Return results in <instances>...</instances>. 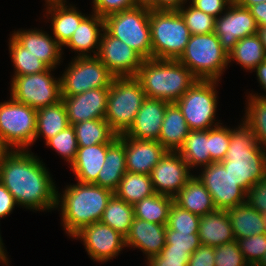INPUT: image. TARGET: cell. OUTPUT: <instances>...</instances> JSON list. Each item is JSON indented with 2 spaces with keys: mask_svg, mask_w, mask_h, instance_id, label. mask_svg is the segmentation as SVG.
Listing matches in <instances>:
<instances>
[{
  "mask_svg": "<svg viewBox=\"0 0 266 266\" xmlns=\"http://www.w3.org/2000/svg\"><path fill=\"white\" fill-rule=\"evenodd\" d=\"M38 156L30 150H11L0 166V182L14 196L18 207L30 211L56 209L55 182Z\"/></svg>",
  "mask_w": 266,
  "mask_h": 266,
  "instance_id": "6da1fadb",
  "label": "cell"
},
{
  "mask_svg": "<svg viewBox=\"0 0 266 266\" xmlns=\"http://www.w3.org/2000/svg\"><path fill=\"white\" fill-rule=\"evenodd\" d=\"M67 185L57 193L56 208L61 211V224L67 236L73 237L83 227L100 222L109 199V189L92 183ZM61 194V195H60Z\"/></svg>",
  "mask_w": 266,
  "mask_h": 266,
  "instance_id": "7a4b0ae2",
  "label": "cell"
},
{
  "mask_svg": "<svg viewBox=\"0 0 266 266\" xmlns=\"http://www.w3.org/2000/svg\"><path fill=\"white\" fill-rule=\"evenodd\" d=\"M239 124L231 128L225 159L219 163L247 192L252 185L266 178V150L257 143L252 130L242 120Z\"/></svg>",
  "mask_w": 266,
  "mask_h": 266,
  "instance_id": "3957f363",
  "label": "cell"
},
{
  "mask_svg": "<svg viewBox=\"0 0 266 266\" xmlns=\"http://www.w3.org/2000/svg\"><path fill=\"white\" fill-rule=\"evenodd\" d=\"M147 98L178 101L198 78L178 60L145 59L137 75Z\"/></svg>",
  "mask_w": 266,
  "mask_h": 266,
  "instance_id": "277c9868",
  "label": "cell"
},
{
  "mask_svg": "<svg viewBox=\"0 0 266 266\" xmlns=\"http://www.w3.org/2000/svg\"><path fill=\"white\" fill-rule=\"evenodd\" d=\"M146 98L142 85L135 76L113 78L104 119L117 136L130 129Z\"/></svg>",
  "mask_w": 266,
  "mask_h": 266,
  "instance_id": "5b68a950",
  "label": "cell"
},
{
  "mask_svg": "<svg viewBox=\"0 0 266 266\" xmlns=\"http://www.w3.org/2000/svg\"><path fill=\"white\" fill-rule=\"evenodd\" d=\"M200 80H219L228 69V52L212 32L191 35L184 52L177 59Z\"/></svg>",
  "mask_w": 266,
  "mask_h": 266,
  "instance_id": "8992f818",
  "label": "cell"
},
{
  "mask_svg": "<svg viewBox=\"0 0 266 266\" xmlns=\"http://www.w3.org/2000/svg\"><path fill=\"white\" fill-rule=\"evenodd\" d=\"M152 58L177 60L191 33L178 11L150 9Z\"/></svg>",
  "mask_w": 266,
  "mask_h": 266,
  "instance_id": "52a82bcc",
  "label": "cell"
},
{
  "mask_svg": "<svg viewBox=\"0 0 266 266\" xmlns=\"http://www.w3.org/2000/svg\"><path fill=\"white\" fill-rule=\"evenodd\" d=\"M150 9L135 6L104 18V29L135 50L144 60L152 58Z\"/></svg>",
  "mask_w": 266,
  "mask_h": 266,
  "instance_id": "ba28073f",
  "label": "cell"
},
{
  "mask_svg": "<svg viewBox=\"0 0 266 266\" xmlns=\"http://www.w3.org/2000/svg\"><path fill=\"white\" fill-rule=\"evenodd\" d=\"M219 80L198 79L175 103L190 130H208L221 123L216 120ZM217 121V122H216Z\"/></svg>",
  "mask_w": 266,
  "mask_h": 266,
  "instance_id": "9c48e42d",
  "label": "cell"
},
{
  "mask_svg": "<svg viewBox=\"0 0 266 266\" xmlns=\"http://www.w3.org/2000/svg\"><path fill=\"white\" fill-rule=\"evenodd\" d=\"M37 110L10 99L0 102V139L11 150H29L36 133Z\"/></svg>",
  "mask_w": 266,
  "mask_h": 266,
  "instance_id": "30bf717a",
  "label": "cell"
},
{
  "mask_svg": "<svg viewBox=\"0 0 266 266\" xmlns=\"http://www.w3.org/2000/svg\"><path fill=\"white\" fill-rule=\"evenodd\" d=\"M60 77L61 98L110 87L115 77L97 56L73 57Z\"/></svg>",
  "mask_w": 266,
  "mask_h": 266,
  "instance_id": "8fae6325",
  "label": "cell"
},
{
  "mask_svg": "<svg viewBox=\"0 0 266 266\" xmlns=\"http://www.w3.org/2000/svg\"><path fill=\"white\" fill-rule=\"evenodd\" d=\"M54 69L36 74L14 76L11 80L10 96L33 109L54 105L62 100L60 77L52 75Z\"/></svg>",
  "mask_w": 266,
  "mask_h": 266,
  "instance_id": "7c38bea8",
  "label": "cell"
},
{
  "mask_svg": "<svg viewBox=\"0 0 266 266\" xmlns=\"http://www.w3.org/2000/svg\"><path fill=\"white\" fill-rule=\"evenodd\" d=\"M200 170L202 171L197 177L211 194L216 209L228 210L246 203V192L219 162L211 163Z\"/></svg>",
  "mask_w": 266,
  "mask_h": 266,
  "instance_id": "4fadbf2b",
  "label": "cell"
},
{
  "mask_svg": "<svg viewBox=\"0 0 266 266\" xmlns=\"http://www.w3.org/2000/svg\"><path fill=\"white\" fill-rule=\"evenodd\" d=\"M72 238L81 240L89 257L97 263L110 261L126 247L125 237L101 222L83 227Z\"/></svg>",
  "mask_w": 266,
  "mask_h": 266,
  "instance_id": "5bb4252c",
  "label": "cell"
},
{
  "mask_svg": "<svg viewBox=\"0 0 266 266\" xmlns=\"http://www.w3.org/2000/svg\"><path fill=\"white\" fill-rule=\"evenodd\" d=\"M258 25L248 8L233 1L227 10L215 20V34L222 48L230 52L242 38L257 34Z\"/></svg>",
  "mask_w": 266,
  "mask_h": 266,
  "instance_id": "9a60e30c",
  "label": "cell"
},
{
  "mask_svg": "<svg viewBox=\"0 0 266 266\" xmlns=\"http://www.w3.org/2000/svg\"><path fill=\"white\" fill-rule=\"evenodd\" d=\"M96 56L115 77L136 76L144 60L135 50L111 36L105 29Z\"/></svg>",
  "mask_w": 266,
  "mask_h": 266,
  "instance_id": "2e32d148",
  "label": "cell"
},
{
  "mask_svg": "<svg viewBox=\"0 0 266 266\" xmlns=\"http://www.w3.org/2000/svg\"><path fill=\"white\" fill-rule=\"evenodd\" d=\"M178 152L167 151L150 174L155 193L174 197L195 175Z\"/></svg>",
  "mask_w": 266,
  "mask_h": 266,
  "instance_id": "e0dca14e",
  "label": "cell"
},
{
  "mask_svg": "<svg viewBox=\"0 0 266 266\" xmlns=\"http://www.w3.org/2000/svg\"><path fill=\"white\" fill-rule=\"evenodd\" d=\"M109 87L95 88L74 96L64 97L69 125L92 119H104L107 111Z\"/></svg>",
  "mask_w": 266,
  "mask_h": 266,
  "instance_id": "ac0fdd59",
  "label": "cell"
},
{
  "mask_svg": "<svg viewBox=\"0 0 266 266\" xmlns=\"http://www.w3.org/2000/svg\"><path fill=\"white\" fill-rule=\"evenodd\" d=\"M11 34L22 46L39 57L49 68L56 69L61 64L63 48L56 39L44 30L19 29Z\"/></svg>",
  "mask_w": 266,
  "mask_h": 266,
  "instance_id": "d6986e66",
  "label": "cell"
},
{
  "mask_svg": "<svg viewBox=\"0 0 266 266\" xmlns=\"http://www.w3.org/2000/svg\"><path fill=\"white\" fill-rule=\"evenodd\" d=\"M169 103L161 99L146 98L132 126L124 135L138 140L158 141L164 113Z\"/></svg>",
  "mask_w": 266,
  "mask_h": 266,
  "instance_id": "ffe728a7",
  "label": "cell"
},
{
  "mask_svg": "<svg viewBox=\"0 0 266 266\" xmlns=\"http://www.w3.org/2000/svg\"><path fill=\"white\" fill-rule=\"evenodd\" d=\"M167 150L154 140H138L125 136L127 172L150 175Z\"/></svg>",
  "mask_w": 266,
  "mask_h": 266,
  "instance_id": "44dd1931",
  "label": "cell"
},
{
  "mask_svg": "<svg viewBox=\"0 0 266 266\" xmlns=\"http://www.w3.org/2000/svg\"><path fill=\"white\" fill-rule=\"evenodd\" d=\"M125 244L141 250L146 259L159 255L166 245V225L134 218Z\"/></svg>",
  "mask_w": 266,
  "mask_h": 266,
  "instance_id": "7402d4cb",
  "label": "cell"
},
{
  "mask_svg": "<svg viewBox=\"0 0 266 266\" xmlns=\"http://www.w3.org/2000/svg\"><path fill=\"white\" fill-rule=\"evenodd\" d=\"M44 5L45 16L50 19L53 37L63 47L77 30L81 21L87 16L76 5L63 1H47ZM70 6H68V5ZM79 10V11H78Z\"/></svg>",
  "mask_w": 266,
  "mask_h": 266,
  "instance_id": "603a6c76",
  "label": "cell"
},
{
  "mask_svg": "<svg viewBox=\"0 0 266 266\" xmlns=\"http://www.w3.org/2000/svg\"><path fill=\"white\" fill-rule=\"evenodd\" d=\"M103 30L104 18L91 12L81 21L77 30L63 47L70 48L75 54L77 52L74 57L96 56Z\"/></svg>",
  "mask_w": 266,
  "mask_h": 266,
  "instance_id": "cb8c5ba5",
  "label": "cell"
},
{
  "mask_svg": "<svg viewBox=\"0 0 266 266\" xmlns=\"http://www.w3.org/2000/svg\"><path fill=\"white\" fill-rule=\"evenodd\" d=\"M126 172L125 135L123 134L107 147L105 162L94 184L114 193Z\"/></svg>",
  "mask_w": 266,
  "mask_h": 266,
  "instance_id": "d4e9b609",
  "label": "cell"
},
{
  "mask_svg": "<svg viewBox=\"0 0 266 266\" xmlns=\"http://www.w3.org/2000/svg\"><path fill=\"white\" fill-rule=\"evenodd\" d=\"M200 242L211 247H218L235 240L227 210L217 209L200 216Z\"/></svg>",
  "mask_w": 266,
  "mask_h": 266,
  "instance_id": "484cf974",
  "label": "cell"
},
{
  "mask_svg": "<svg viewBox=\"0 0 266 266\" xmlns=\"http://www.w3.org/2000/svg\"><path fill=\"white\" fill-rule=\"evenodd\" d=\"M110 144L103 143L78 147L76 158L70 166L76 181L92 184L97 181L99 171L105 162L107 147Z\"/></svg>",
  "mask_w": 266,
  "mask_h": 266,
  "instance_id": "4316f807",
  "label": "cell"
},
{
  "mask_svg": "<svg viewBox=\"0 0 266 266\" xmlns=\"http://www.w3.org/2000/svg\"><path fill=\"white\" fill-rule=\"evenodd\" d=\"M190 128L178 105L169 103L164 113L158 142L171 152H178L188 136Z\"/></svg>",
  "mask_w": 266,
  "mask_h": 266,
  "instance_id": "83f0119b",
  "label": "cell"
},
{
  "mask_svg": "<svg viewBox=\"0 0 266 266\" xmlns=\"http://www.w3.org/2000/svg\"><path fill=\"white\" fill-rule=\"evenodd\" d=\"M173 202L198 216H204L216 209L213 198L195 174L173 197Z\"/></svg>",
  "mask_w": 266,
  "mask_h": 266,
  "instance_id": "f1b7e54d",
  "label": "cell"
},
{
  "mask_svg": "<svg viewBox=\"0 0 266 266\" xmlns=\"http://www.w3.org/2000/svg\"><path fill=\"white\" fill-rule=\"evenodd\" d=\"M227 213L235 240L265 233L262 213L247 203L230 208Z\"/></svg>",
  "mask_w": 266,
  "mask_h": 266,
  "instance_id": "f546056e",
  "label": "cell"
},
{
  "mask_svg": "<svg viewBox=\"0 0 266 266\" xmlns=\"http://www.w3.org/2000/svg\"><path fill=\"white\" fill-rule=\"evenodd\" d=\"M69 126L66 107L63 101L37 110L34 142L41 136L45 142Z\"/></svg>",
  "mask_w": 266,
  "mask_h": 266,
  "instance_id": "4dcf8cb0",
  "label": "cell"
},
{
  "mask_svg": "<svg viewBox=\"0 0 266 266\" xmlns=\"http://www.w3.org/2000/svg\"><path fill=\"white\" fill-rule=\"evenodd\" d=\"M266 59V51L258 34L240 39L228 53V61L240 64L250 73Z\"/></svg>",
  "mask_w": 266,
  "mask_h": 266,
  "instance_id": "1f68e13d",
  "label": "cell"
},
{
  "mask_svg": "<svg viewBox=\"0 0 266 266\" xmlns=\"http://www.w3.org/2000/svg\"><path fill=\"white\" fill-rule=\"evenodd\" d=\"M178 153L190 169H200L213 163L209 155V129L190 130Z\"/></svg>",
  "mask_w": 266,
  "mask_h": 266,
  "instance_id": "d6a6232c",
  "label": "cell"
},
{
  "mask_svg": "<svg viewBox=\"0 0 266 266\" xmlns=\"http://www.w3.org/2000/svg\"><path fill=\"white\" fill-rule=\"evenodd\" d=\"M246 100L242 121L252 130L257 143L266 150V96L250 93Z\"/></svg>",
  "mask_w": 266,
  "mask_h": 266,
  "instance_id": "836d02e7",
  "label": "cell"
},
{
  "mask_svg": "<svg viewBox=\"0 0 266 266\" xmlns=\"http://www.w3.org/2000/svg\"><path fill=\"white\" fill-rule=\"evenodd\" d=\"M114 194L126 203L134 205L142 199L155 194L151 176L126 172Z\"/></svg>",
  "mask_w": 266,
  "mask_h": 266,
  "instance_id": "e575fe53",
  "label": "cell"
},
{
  "mask_svg": "<svg viewBox=\"0 0 266 266\" xmlns=\"http://www.w3.org/2000/svg\"><path fill=\"white\" fill-rule=\"evenodd\" d=\"M78 147L112 143L118 136L105 119L85 120L73 125Z\"/></svg>",
  "mask_w": 266,
  "mask_h": 266,
  "instance_id": "d590c367",
  "label": "cell"
},
{
  "mask_svg": "<svg viewBox=\"0 0 266 266\" xmlns=\"http://www.w3.org/2000/svg\"><path fill=\"white\" fill-rule=\"evenodd\" d=\"M134 218L133 205L113 194L107 203L100 222L126 237Z\"/></svg>",
  "mask_w": 266,
  "mask_h": 266,
  "instance_id": "8d00e7d4",
  "label": "cell"
},
{
  "mask_svg": "<svg viewBox=\"0 0 266 266\" xmlns=\"http://www.w3.org/2000/svg\"><path fill=\"white\" fill-rule=\"evenodd\" d=\"M173 198L155 193L133 205L134 217L148 222L166 225Z\"/></svg>",
  "mask_w": 266,
  "mask_h": 266,
  "instance_id": "74e56055",
  "label": "cell"
},
{
  "mask_svg": "<svg viewBox=\"0 0 266 266\" xmlns=\"http://www.w3.org/2000/svg\"><path fill=\"white\" fill-rule=\"evenodd\" d=\"M9 54L14 66V76H24L41 73L49 67L39 57L33 55L22 46L12 35L9 38Z\"/></svg>",
  "mask_w": 266,
  "mask_h": 266,
  "instance_id": "f35d334b",
  "label": "cell"
},
{
  "mask_svg": "<svg viewBox=\"0 0 266 266\" xmlns=\"http://www.w3.org/2000/svg\"><path fill=\"white\" fill-rule=\"evenodd\" d=\"M186 6L184 4L178 10V12L184 19L191 35L208 34L215 32L216 18L196 9L190 3Z\"/></svg>",
  "mask_w": 266,
  "mask_h": 266,
  "instance_id": "ab89813d",
  "label": "cell"
},
{
  "mask_svg": "<svg viewBox=\"0 0 266 266\" xmlns=\"http://www.w3.org/2000/svg\"><path fill=\"white\" fill-rule=\"evenodd\" d=\"M46 146L55 150L58 155L62 156L69 163L74 162L78 150V143L73 125H69L63 131H60L54 137L45 142Z\"/></svg>",
  "mask_w": 266,
  "mask_h": 266,
  "instance_id": "60d3db41",
  "label": "cell"
},
{
  "mask_svg": "<svg viewBox=\"0 0 266 266\" xmlns=\"http://www.w3.org/2000/svg\"><path fill=\"white\" fill-rule=\"evenodd\" d=\"M200 216L181 208L174 202L169 209L167 228L184 233L199 232Z\"/></svg>",
  "mask_w": 266,
  "mask_h": 266,
  "instance_id": "b9f144b4",
  "label": "cell"
},
{
  "mask_svg": "<svg viewBox=\"0 0 266 266\" xmlns=\"http://www.w3.org/2000/svg\"><path fill=\"white\" fill-rule=\"evenodd\" d=\"M231 138V127L218 125L209 129V155L213 163L225 159Z\"/></svg>",
  "mask_w": 266,
  "mask_h": 266,
  "instance_id": "7bdbcfd3",
  "label": "cell"
},
{
  "mask_svg": "<svg viewBox=\"0 0 266 266\" xmlns=\"http://www.w3.org/2000/svg\"><path fill=\"white\" fill-rule=\"evenodd\" d=\"M239 249L250 266H256L266 253V234L237 239Z\"/></svg>",
  "mask_w": 266,
  "mask_h": 266,
  "instance_id": "ee69618b",
  "label": "cell"
},
{
  "mask_svg": "<svg viewBox=\"0 0 266 266\" xmlns=\"http://www.w3.org/2000/svg\"><path fill=\"white\" fill-rule=\"evenodd\" d=\"M215 266H250L239 249L238 241L214 247Z\"/></svg>",
  "mask_w": 266,
  "mask_h": 266,
  "instance_id": "f6af8a7d",
  "label": "cell"
},
{
  "mask_svg": "<svg viewBox=\"0 0 266 266\" xmlns=\"http://www.w3.org/2000/svg\"><path fill=\"white\" fill-rule=\"evenodd\" d=\"M201 245L198 233L178 232L166 227V245L162 250L192 251Z\"/></svg>",
  "mask_w": 266,
  "mask_h": 266,
  "instance_id": "bcb514c9",
  "label": "cell"
},
{
  "mask_svg": "<svg viewBox=\"0 0 266 266\" xmlns=\"http://www.w3.org/2000/svg\"><path fill=\"white\" fill-rule=\"evenodd\" d=\"M191 254L192 251L162 250L145 261L147 266H188Z\"/></svg>",
  "mask_w": 266,
  "mask_h": 266,
  "instance_id": "7dc6e473",
  "label": "cell"
},
{
  "mask_svg": "<svg viewBox=\"0 0 266 266\" xmlns=\"http://www.w3.org/2000/svg\"><path fill=\"white\" fill-rule=\"evenodd\" d=\"M92 3V12L102 18L137 6L134 0H92Z\"/></svg>",
  "mask_w": 266,
  "mask_h": 266,
  "instance_id": "c3c4849f",
  "label": "cell"
},
{
  "mask_svg": "<svg viewBox=\"0 0 266 266\" xmlns=\"http://www.w3.org/2000/svg\"><path fill=\"white\" fill-rule=\"evenodd\" d=\"M246 203L260 213H266V178L252 185L246 192Z\"/></svg>",
  "mask_w": 266,
  "mask_h": 266,
  "instance_id": "681fc988",
  "label": "cell"
},
{
  "mask_svg": "<svg viewBox=\"0 0 266 266\" xmlns=\"http://www.w3.org/2000/svg\"><path fill=\"white\" fill-rule=\"evenodd\" d=\"M233 0H190V4L204 13L218 18L229 7Z\"/></svg>",
  "mask_w": 266,
  "mask_h": 266,
  "instance_id": "f907efd6",
  "label": "cell"
},
{
  "mask_svg": "<svg viewBox=\"0 0 266 266\" xmlns=\"http://www.w3.org/2000/svg\"><path fill=\"white\" fill-rule=\"evenodd\" d=\"M188 266H215L214 247L201 244L192 254Z\"/></svg>",
  "mask_w": 266,
  "mask_h": 266,
  "instance_id": "816d5d0a",
  "label": "cell"
},
{
  "mask_svg": "<svg viewBox=\"0 0 266 266\" xmlns=\"http://www.w3.org/2000/svg\"><path fill=\"white\" fill-rule=\"evenodd\" d=\"M17 205L14 196L0 182V220L9 216Z\"/></svg>",
  "mask_w": 266,
  "mask_h": 266,
  "instance_id": "f5cc1de1",
  "label": "cell"
},
{
  "mask_svg": "<svg viewBox=\"0 0 266 266\" xmlns=\"http://www.w3.org/2000/svg\"><path fill=\"white\" fill-rule=\"evenodd\" d=\"M189 0H153V10L178 11Z\"/></svg>",
  "mask_w": 266,
  "mask_h": 266,
  "instance_id": "db71d44e",
  "label": "cell"
},
{
  "mask_svg": "<svg viewBox=\"0 0 266 266\" xmlns=\"http://www.w3.org/2000/svg\"><path fill=\"white\" fill-rule=\"evenodd\" d=\"M248 9L255 18L258 27H266V2L252 5Z\"/></svg>",
  "mask_w": 266,
  "mask_h": 266,
  "instance_id": "11a10c76",
  "label": "cell"
},
{
  "mask_svg": "<svg viewBox=\"0 0 266 266\" xmlns=\"http://www.w3.org/2000/svg\"><path fill=\"white\" fill-rule=\"evenodd\" d=\"M256 72L257 81L259 83L260 88H262L265 91V94L263 96H266V59L264 62L260 63L254 70Z\"/></svg>",
  "mask_w": 266,
  "mask_h": 266,
  "instance_id": "9f6ffc18",
  "label": "cell"
},
{
  "mask_svg": "<svg viewBox=\"0 0 266 266\" xmlns=\"http://www.w3.org/2000/svg\"><path fill=\"white\" fill-rule=\"evenodd\" d=\"M5 246L3 244V240H2V237H1V234H0V263L6 266H9L8 263H9V258H8V255H6V249H4Z\"/></svg>",
  "mask_w": 266,
  "mask_h": 266,
  "instance_id": "6f0895ef",
  "label": "cell"
},
{
  "mask_svg": "<svg viewBox=\"0 0 266 266\" xmlns=\"http://www.w3.org/2000/svg\"><path fill=\"white\" fill-rule=\"evenodd\" d=\"M235 2L244 8H249L252 5L261 3V2H266V0H235Z\"/></svg>",
  "mask_w": 266,
  "mask_h": 266,
  "instance_id": "680465c9",
  "label": "cell"
},
{
  "mask_svg": "<svg viewBox=\"0 0 266 266\" xmlns=\"http://www.w3.org/2000/svg\"><path fill=\"white\" fill-rule=\"evenodd\" d=\"M11 151V149L0 139V166L3 163L5 156Z\"/></svg>",
  "mask_w": 266,
  "mask_h": 266,
  "instance_id": "91938a15",
  "label": "cell"
},
{
  "mask_svg": "<svg viewBox=\"0 0 266 266\" xmlns=\"http://www.w3.org/2000/svg\"><path fill=\"white\" fill-rule=\"evenodd\" d=\"M257 34L259 35L261 42L263 44V48L266 51V27H258Z\"/></svg>",
  "mask_w": 266,
  "mask_h": 266,
  "instance_id": "94428289",
  "label": "cell"
},
{
  "mask_svg": "<svg viewBox=\"0 0 266 266\" xmlns=\"http://www.w3.org/2000/svg\"><path fill=\"white\" fill-rule=\"evenodd\" d=\"M137 6H146L153 10V0H134Z\"/></svg>",
  "mask_w": 266,
  "mask_h": 266,
  "instance_id": "6125c7cd",
  "label": "cell"
},
{
  "mask_svg": "<svg viewBox=\"0 0 266 266\" xmlns=\"http://www.w3.org/2000/svg\"><path fill=\"white\" fill-rule=\"evenodd\" d=\"M256 266H266V253Z\"/></svg>",
  "mask_w": 266,
  "mask_h": 266,
  "instance_id": "be15d7a7",
  "label": "cell"
},
{
  "mask_svg": "<svg viewBox=\"0 0 266 266\" xmlns=\"http://www.w3.org/2000/svg\"><path fill=\"white\" fill-rule=\"evenodd\" d=\"M262 219L265 226V234H266V213H262Z\"/></svg>",
  "mask_w": 266,
  "mask_h": 266,
  "instance_id": "e7e4bbea",
  "label": "cell"
},
{
  "mask_svg": "<svg viewBox=\"0 0 266 266\" xmlns=\"http://www.w3.org/2000/svg\"><path fill=\"white\" fill-rule=\"evenodd\" d=\"M47 1H63V0H45V2Z\"/></svg>",
  "mask_w": 266,
  "mask_h": 266,
  "instance_id": "03108f58",
  "label": "cell"
}]
</instances>
